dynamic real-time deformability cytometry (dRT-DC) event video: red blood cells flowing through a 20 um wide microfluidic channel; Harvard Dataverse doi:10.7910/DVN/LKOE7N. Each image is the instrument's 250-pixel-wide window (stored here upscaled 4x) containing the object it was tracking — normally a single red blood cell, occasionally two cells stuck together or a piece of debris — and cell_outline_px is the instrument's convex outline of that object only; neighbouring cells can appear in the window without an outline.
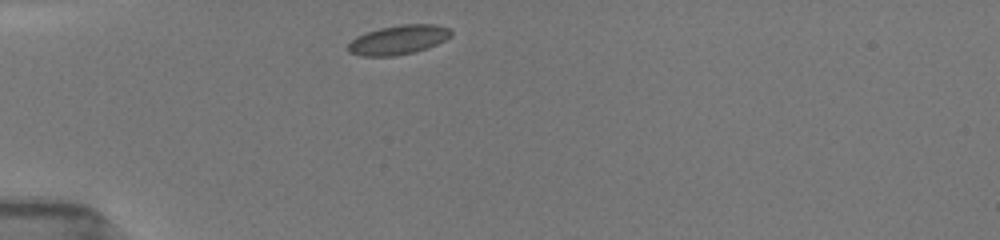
{"species": "common noctule bat (a hibernating species)", "species_latin": "Nyctalus noctula", "temperature_condition": "room temperature", "stored_images_in_passage": 38, "camera_frame_rate_fps": 3000, "um_per_image_px": 0.085, "animal": {"sex": "female", "body_mass_g": 19.5, "forearm_length_mm": 54.1}, "frame": {"image": 1, "passage_image": 1, "time_ms": 0.0, "image_size_px": [1000, 240], "cell_outline_px": [[452, 36], [428, 48], [396, 56], [360, 56], [348, 52], [344, 48], [356, 36], [380, 28], [400, 24], [436, 24], [448, 28], [452, 32]], "centroid_in_image_um": [33.83, 3.39], "position_along_channel_um": 51.2, "area_um2": 17.69}}
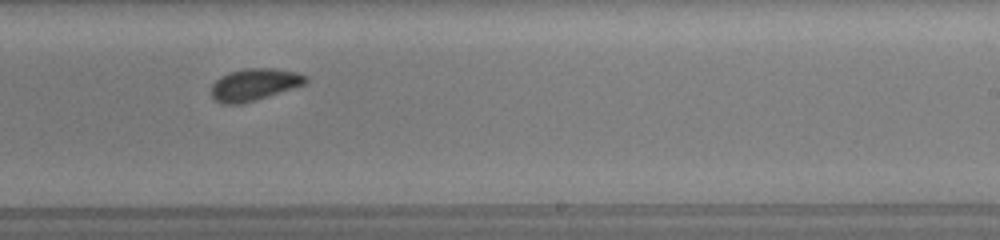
{"frame": {"image": 2, "passage_image": 19, "time_ms": 6.0, "image_size_px": [1000, 240], "cell_outline_px": [[308, 80], [304, 84], [256, 100], [240, 104], [220, 104], [208, 92], [212, 84], [220, 76], [228, 72], [244, 68], [276, 68], [296, 72], [308, 76]], "centroid_in_image_um": [21.57, 7.18], "position_along_channel_um": 267.4, "area_um2": 17.8}}
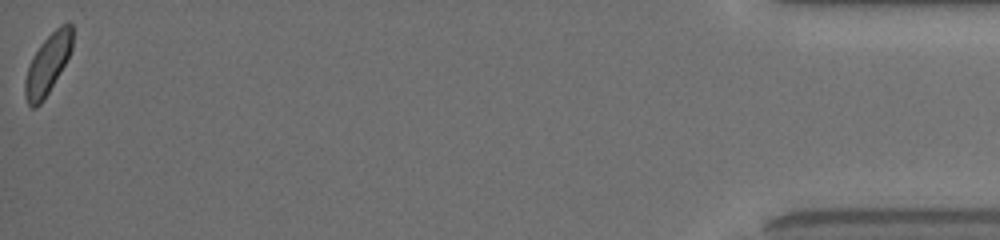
{"frame": {"image": 3, "passage_image": 38, "time_ms": 12.333, "image_size_px": [1000, 240], "cell_outline_px": [[72, 48], [60, 72], [44, 100], [36, 108], [32, 108], [28, 104], [24, 96], [24, 80], [32, 56], [40, 44], [60, 24], [68, 20], [72, 24]], "centroid_in_image_um": [4.04, 5.45], "position_along_channel_um": 431.2, "area_um2": 16.59}, "authors_computed_cell_mechanics": {"area_um2": 17.3111, "velocity_mm_per_s": 3.9386, "shape_relaxation_time_tau1_ms": 1.8694, "shape_relaxation_time_tau2_ms": 4.0056, "deformation_change_tau1": 0.049, "deformation_change_tau2": 0.0697}}